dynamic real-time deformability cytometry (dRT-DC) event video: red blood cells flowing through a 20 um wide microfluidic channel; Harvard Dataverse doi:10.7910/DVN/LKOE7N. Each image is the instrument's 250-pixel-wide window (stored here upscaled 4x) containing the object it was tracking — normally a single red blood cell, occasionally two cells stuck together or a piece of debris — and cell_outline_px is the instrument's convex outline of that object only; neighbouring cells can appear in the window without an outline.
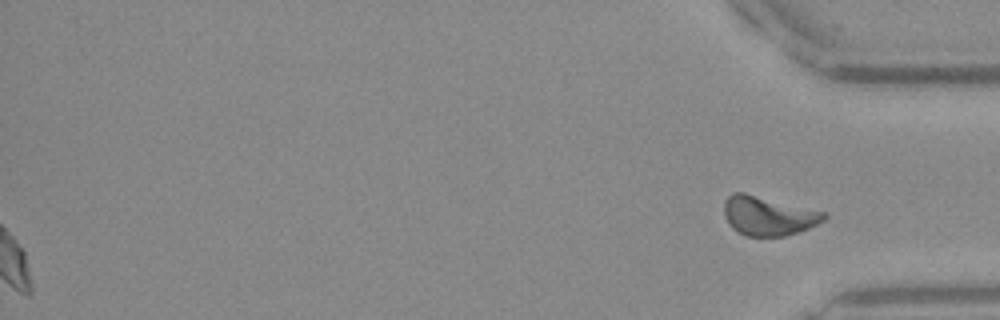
{"species": "Egyptian fruit bat (a non-hibernating species)", "species_latin": "Rousettus aegyptiacus", "temperature_condition": "warm", "stored_images_in_passage": 47, "segment_of_instrument_passage": [2, 2], "camera_frame_rate_fps": 3000, "um_per_image_px": 0.085, "frame": {"image": 1, "passage_image": 47, "time_ms": 15.333, "image_size_px": [1000, 320], "cell_outline_px": [[828, 216], [824, 220], [800, 232], [784, 236], [748, 236], [732, 228], [728, 224], [724, 216], [724, 200], [732, 192], [744, 192], [828, 212]], "centroid_in_image_um": [65.31, 18.33], "position_along_channel_um": 369.9, "area_um2": 23.06}}